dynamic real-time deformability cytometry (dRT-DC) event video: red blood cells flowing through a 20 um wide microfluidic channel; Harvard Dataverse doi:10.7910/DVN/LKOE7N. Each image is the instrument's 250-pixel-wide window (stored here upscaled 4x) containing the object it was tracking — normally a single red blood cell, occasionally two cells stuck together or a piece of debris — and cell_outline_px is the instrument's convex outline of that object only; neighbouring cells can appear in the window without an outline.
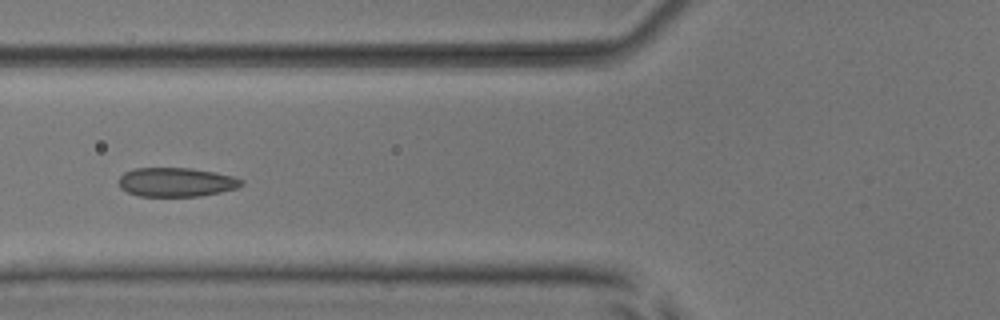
{"species": "common noctule bat (a hibernating species)", "species_latin": "Nyctalus noctula", "temperature_condition": "room temperature", "stored_images_in_passage": 9, "camera_frame_rate_fps": 3000, "um_per_image_px": 0.085, "animal": {"sex": "male", "body_mass_g": 17.9, "forearm_length_mm": 54.2}, "frame": {"image": 1, "passage_image": 6, "time_ms": 5.667, "image_size_px": [1000, 320], "cell_outline_px": [[244, 184], [236, 188], [220, 192], [200, 196], [140, 196], [128, 192], [120, 188], [116, 180], [124, 172], [132, 168], [192, 168], [216, 172], [232, 176], [244, 180]], "centroid_in_image_um": [14.95, 15.47], "position_along_channel_um": 110.8, "area_um2": 20.98}}
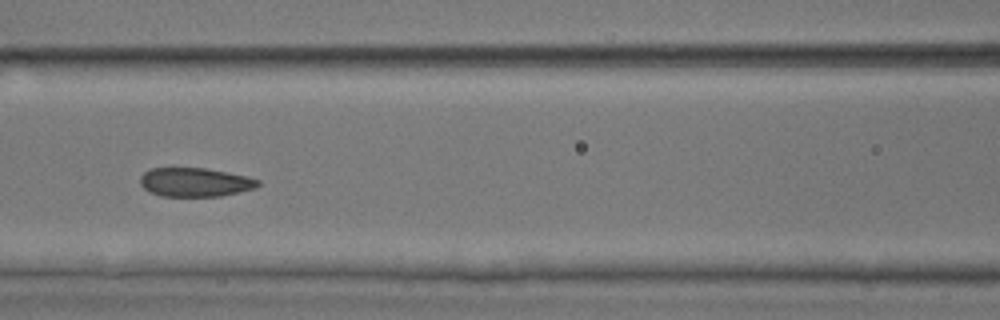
{"frame": {"image": 2, "passage_image": 7, "time_ms": 6.667, "image_size_px": [1000, 320], "cell_outline_px": [[260, 184], [256, 188], [220, 196], [160, 196], [148, 192], [140, 184], [140, 176], [144, 172], [152, 168], [204, 168], [248, 176], [260, 180]], "centroid_in_image_um": [16.57, 15.49], "position_along_channel_um": 150.0, "area_um2": 19.88}}